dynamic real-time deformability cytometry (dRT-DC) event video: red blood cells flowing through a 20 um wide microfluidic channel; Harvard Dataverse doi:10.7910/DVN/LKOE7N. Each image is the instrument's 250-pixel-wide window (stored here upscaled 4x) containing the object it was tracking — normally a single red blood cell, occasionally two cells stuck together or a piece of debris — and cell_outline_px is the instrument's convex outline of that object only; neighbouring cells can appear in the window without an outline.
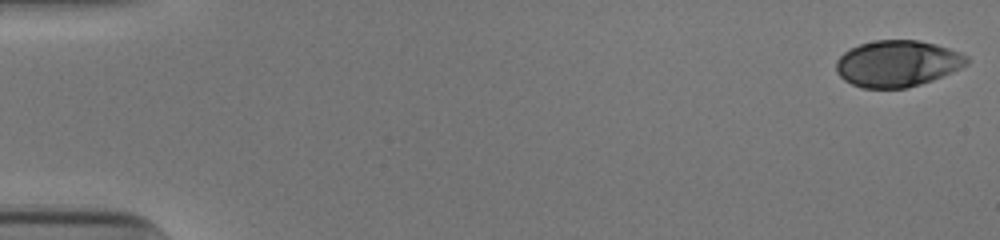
{"species": "human", "species_latin": "Homo sapiens", "temperature_condition": "cold", "stored_images_in_passage": 53, "camera_frame_rate_fps": 3000, "um_per_image_px": 0.085, "donor": {"sex": "male"}, "frame": {"image": 1, "passage_image": 1, "time_ms": 0.0, "image_size_px": [1000, 240], "cell_outline_px": [[968, 64], [952, 72], [932, 80], [908, 88], [860, 88], [844, 80], [836, 72], [836, 60], [844, 52], [860, 44], [876, 40], [916, 40], [936, 44], [960, 52], [968, 56]], "centroid_in_image_um": [76.27, 5.41], "position_along_channel_um": 8.7, "area_um2": 35.32}}
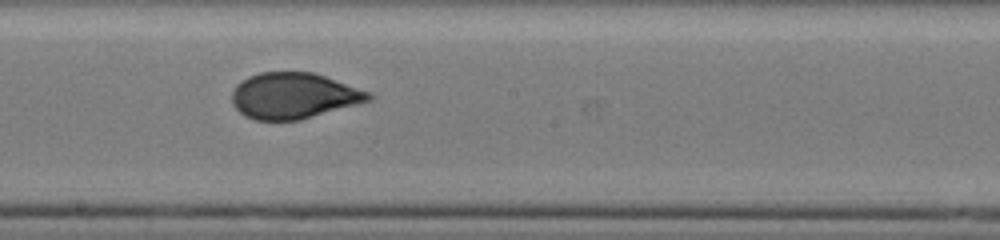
{"frame": {"image": 2, "passage_image": 30, "time_ms": 9.667, "image_size_px": [1000, 240], "cell_outline_px": [[376, 96], [372, 100], [300, 120], [256, 120], [244, 116], [232, 104], [232, 92], [236, 84], [248, 76], [260, 72], [312, 72], [372, 92]], "centroid_in_image_um": [24.98, 8.14], "position_along_channel_um": 223.2, "area_um2": 36.76}}
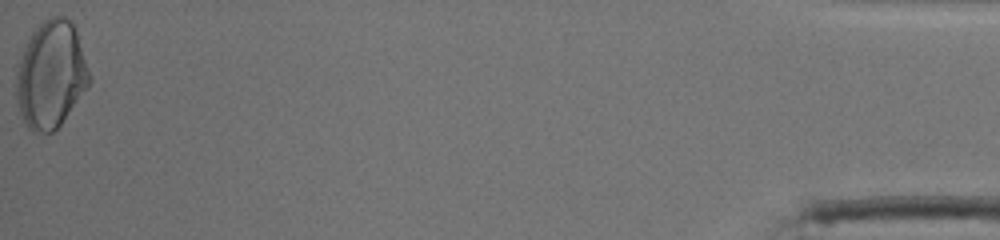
{"frame": {"image": 3, "passage_image": 53, "time_ms": 17.333, "image_size_px": [1000, 240], "cell_outline_px": [[92, 80], [88, 88], [60, 124], [52, 132], [32, 132], [28, 128], [20, 112], [16, 100], [16, 64], [20, 52], [32, 32], [44, 20], [52, 16], [64, 16], [72, 20], [92, 76]], "centroid_in_image_um": [4.33, 6.33], "position_along_channel_um": 430.9, "area_um2": 46.12}, "authors_computed_cell_mechanics": {"area_um2": 36.8764, "velocity_mm_per_s": 3.9043, "shape_relaxation_time_tau1_ms": 8.197, "shape_relaxation_time_tau2_ms": null, "deformation_change_tau1": 0.2286, "deformation_change_tau2": null}}